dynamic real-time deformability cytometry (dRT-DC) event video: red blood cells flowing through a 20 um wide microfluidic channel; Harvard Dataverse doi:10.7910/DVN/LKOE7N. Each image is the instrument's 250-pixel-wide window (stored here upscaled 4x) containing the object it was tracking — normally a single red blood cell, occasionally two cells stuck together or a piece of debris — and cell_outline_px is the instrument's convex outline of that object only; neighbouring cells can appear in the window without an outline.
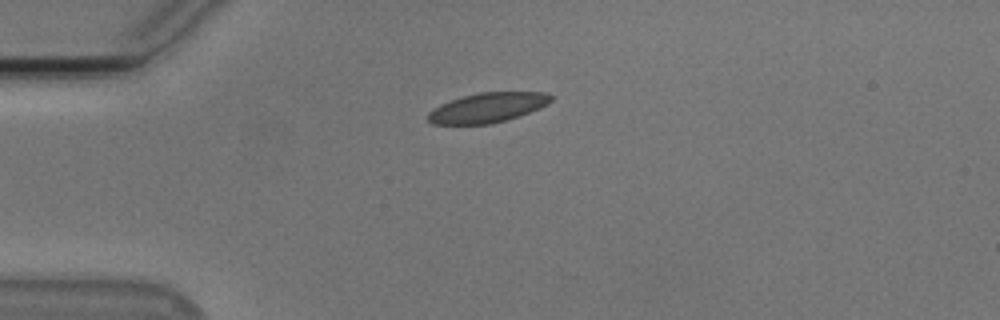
{"species": "Egyptian fruit bat (a non-hibernating species)", "species_latin": "Rousettus aegyptiacus", "temperature_condition": "cold", "stored_images_in_passage": 42, "camera_frame_rate_fps": 3000, "um_per_image_px": 0.085, "animal": {"sex": "male"}, "frame": {"image": 1, "passage_image": 1, "time_ms": 0.0, "image_size_px": [1000, 320], "cell_outline_px": [[552, 100], [548, 104], [540, 108], [492, 124], [432, 124], [428, 120], [428, 112], [432, 108], [440, 104], [464, 96], [480, 92], [544, 92], [552, 96]], "centroid_in_image_um": [41.42, 9.14], "position_along_channel_um": 43.6, "area_um2": 21.1}}
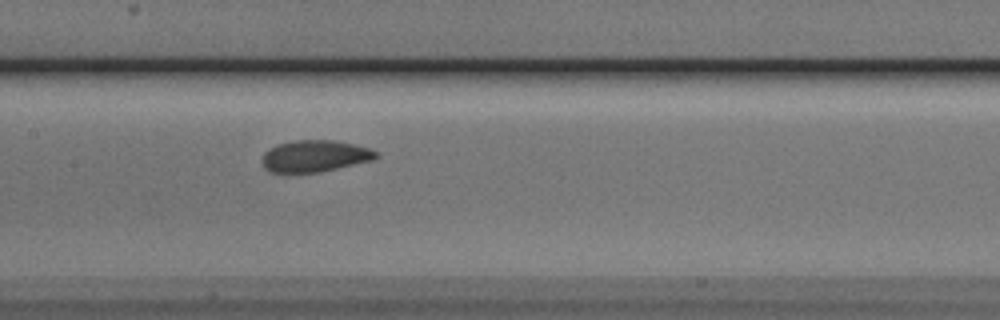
{"frame": {"image": 2, "passage_image": 14, "time_ms": 4.333, "image_size_px": [1000, 320], "cell_outline_px": [[380, 156], [372, 160], [320, 172], [268, 172], [264, 168], [260, 160], [264, 152], [268, 148], [280, 144], [296, 140], [332, 140], [372, 148]], "centroid_in_image_um": [26.73, 13.26], "position_along_channel_um": 180.7, "area_um2": 21.04}}
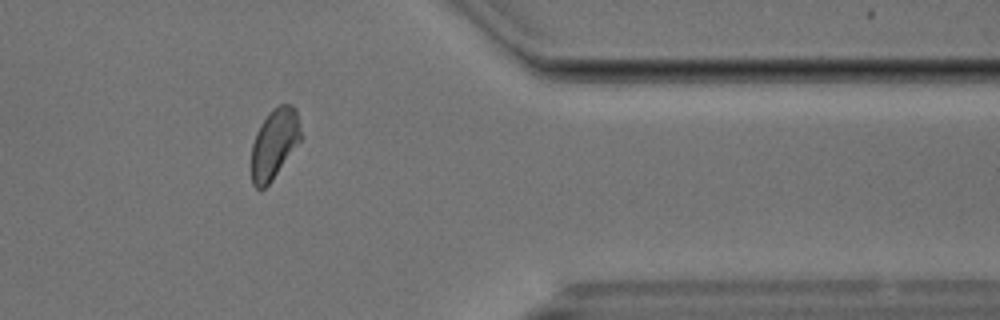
{"frame": {"image": 3, "passage_image": 32, "time_ms": 10.333, "image_size_px": [1000, 320], "cell_outline_px": [[304, 136], [272, 180], [264, 188], [256, 188], [252, 184], [252, 144], [256, 132], [260, 124], [268, 112], [272, 108], [280, 104], [292, 104], [296, 108]], "centroid_in_image_um": [23.35, 12.16], "position_along_channel_um": 388.0, "area_um2": 20.46}, "authors_computed_cell_mechanics": {"area_um2": 21.097, "velocity_mm_per_s": 3.7396, "shape_relaxation_time_tau1_ms": 2.9976, "shape_relaxation_time_tau2_ms": 1.7356, "deformation_change_tau1": 0.1008, "deformation_change_tau2": 0.0385}}